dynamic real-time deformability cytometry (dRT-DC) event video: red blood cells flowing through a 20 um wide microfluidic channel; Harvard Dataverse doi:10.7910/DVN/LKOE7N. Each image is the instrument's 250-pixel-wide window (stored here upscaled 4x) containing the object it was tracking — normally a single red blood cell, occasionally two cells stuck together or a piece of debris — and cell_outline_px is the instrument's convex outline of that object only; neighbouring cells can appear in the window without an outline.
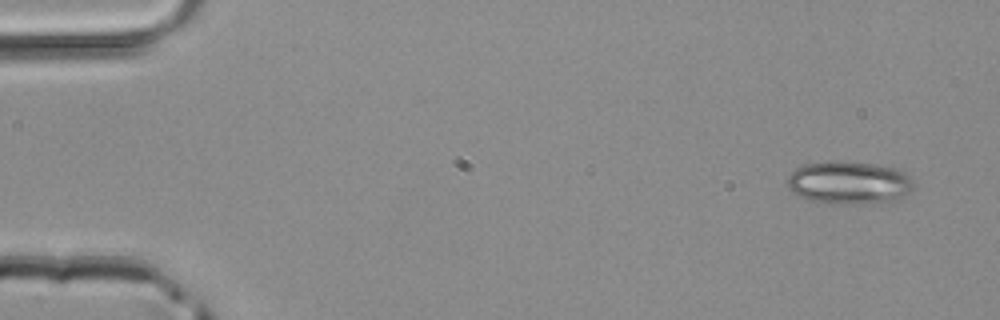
{"species": "common noctule bat (a hibernating species)", "species_latin": "Nyctalus noctula", "temperature_condition": "room temperature", "stored_images_in_passage": 12, "camera_frame_rate_fps": 3000, "um_per_image_px": 0.085, "animal": {"sex": "male", "body_mass_g": 20.4}, "frame": {"image": 1, "passage_image": 1, "time_ms": 0.0, "image_size_px": [1000, 320], "cell_outline_px": [[912, 188], [908, 192], [896, 200], [852, 204], [828, 204], [808, 200], [792, 192], [788, 188], [788, 176], [796, 168], [804, 164], [828, 160], [836, 160], [876, 164], [896, 168], [908, 172], [912, 176]], "centroid_in_image_um": [72.15, 15.51], "position_along_channel_um": 12.8, "area_um2": 31.96}}